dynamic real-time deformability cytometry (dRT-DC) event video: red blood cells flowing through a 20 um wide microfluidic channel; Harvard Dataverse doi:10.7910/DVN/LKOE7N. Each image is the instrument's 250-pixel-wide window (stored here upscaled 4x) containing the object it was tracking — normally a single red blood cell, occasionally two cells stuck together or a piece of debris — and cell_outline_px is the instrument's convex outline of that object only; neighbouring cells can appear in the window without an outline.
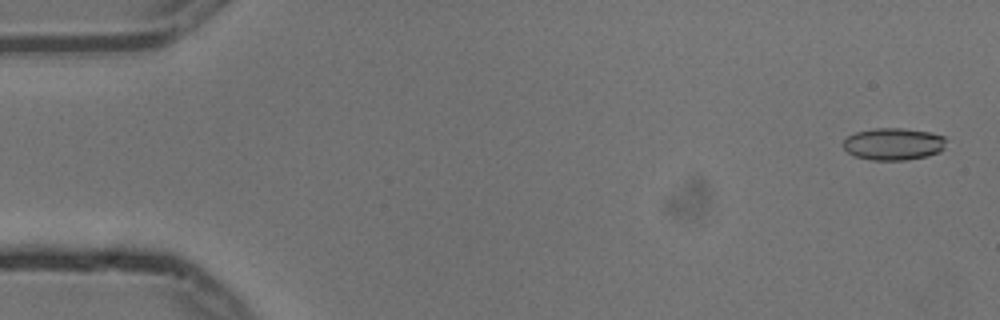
{"species": "common noctule bat (a hibernating species)", "species_latin": "Nyctalus noctula", "temperature_condition": "cold", "stored_images_in_passage": 5, "camera_frame_rate_fps": 3000, "um_per_image_px": 0.085, "animal": {"sex": "male", "body_mass_g": 13.3}, "frame": {"image": 1, "passage_image": 1, "time_ms": 0.0, "image_size_px": [1000, 320], "cell_outline_px": [[944, 148], [940, 152], [928, 156], [908, 160], [872, 160], [856, 156], [848, 152], [840, 144], [848, 136], [856, 132], [876, 128], [900, 128], [928, 132], [944, 136]], "centroid_in_image_um": [75.92, 12.25], "position_along_channel_um": 9.1, "area_um2": 19.25}}
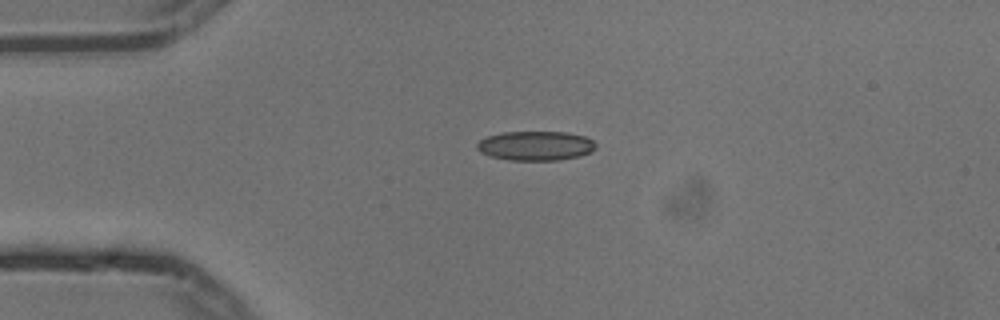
{"frame": {"image": 2, "passage_image": 4, "time_ms": 1.0, "image_size_px": [1000, 320], "cell_outline_px": [[596, 148], [592, 152], [580, 156], [556, 160], [508, 160], [488, 156], [480, 152], [476, 148], [476, 144], [480, 140], [488, 136], [504, 132], [564, 132], [584, 136], [592, 140], [596, 144]], "centroid_in_image_um": [45.52, 12.4], "position_along_channel_um": 39.5, "area_um2": 20.4}}